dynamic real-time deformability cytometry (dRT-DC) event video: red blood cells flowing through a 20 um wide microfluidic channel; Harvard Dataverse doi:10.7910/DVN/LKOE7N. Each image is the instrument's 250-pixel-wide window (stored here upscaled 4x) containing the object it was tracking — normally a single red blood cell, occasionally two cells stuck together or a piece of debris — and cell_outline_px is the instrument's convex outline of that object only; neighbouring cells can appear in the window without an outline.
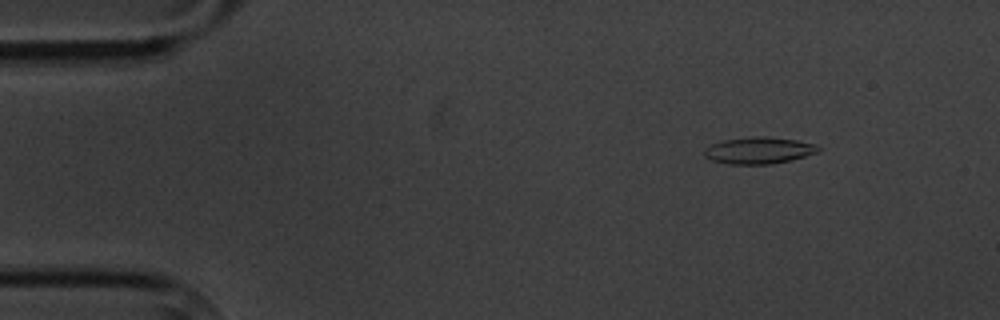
{"species": "common noctule bat (a hibernating species)", "species_latin": "Nyctalus noctula", "temperature_condition": "cold", "stored_images_in_passage": 4, "camera_frame_rate_fps": 3000, "um_per_image_px": 0.085, "animal": {"sex": "male", "body_mass_g": 20.1, "forearm_length_mm": 53.5}, "frame": {"image": 1, "passage_image": 1, "time_ms": 0.0, "image_size_px": [1000, 320], "cell_outline_px": [[820, 152], [772, 164], [728, 164], [712, 160], [704, 156], [704, 148], [712, 144], [724, 140], [756, 136], [764, 136], [796, 140], [816, 144], [820, 148]], "centroid_in_image_um": [64.49, 12.78], "position_along_channel_um": 20.5, "area_um2": 17.63}}